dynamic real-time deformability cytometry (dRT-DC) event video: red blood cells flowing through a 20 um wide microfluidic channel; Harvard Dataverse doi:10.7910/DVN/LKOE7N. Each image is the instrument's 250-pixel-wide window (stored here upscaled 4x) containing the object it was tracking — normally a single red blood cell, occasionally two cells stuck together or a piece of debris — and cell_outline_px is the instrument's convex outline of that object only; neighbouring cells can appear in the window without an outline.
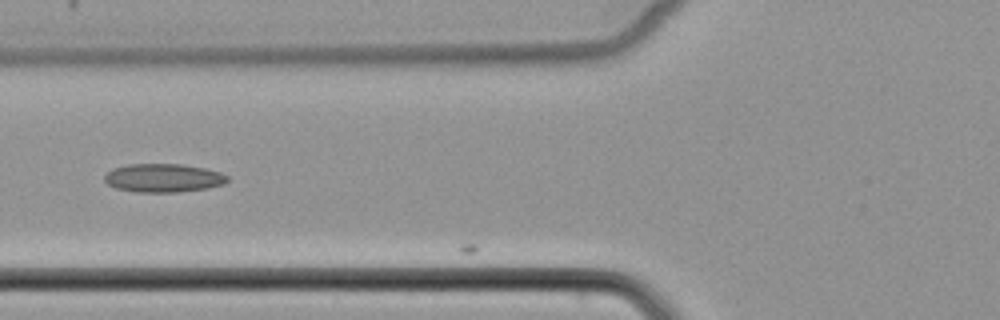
{"species": "common noctule bat (a hibernating species)", "species_latin": "Nyctalus noctula", "temperature_condition": "cold", "stored_images_in_passage": 23, "camera_frame_rate_fps": 3000, "um_per_image_px": 0.085, "animal": {"sex": "female", "body_mass_g": 22.7, "forearm_length_mm": 54.2}, "frame": {"image": 1, "passage_image": 22, "time_ms": 7.0, "image_size_px": [1000, 320], "cell_outline_px": [[228, 180], [224, 184], [208, 188], [176, 192], [136, 192], [116, 188], [108, 184], [104, 180], [104, 176], [112, 168], [128, 164], [184, 164], [204, 168], [220, 172], [228, 176]], "centroid_in_image_um": [13.88, 15.12], "position_along_channel_um": 111.9, "area_um2": 20.46}}